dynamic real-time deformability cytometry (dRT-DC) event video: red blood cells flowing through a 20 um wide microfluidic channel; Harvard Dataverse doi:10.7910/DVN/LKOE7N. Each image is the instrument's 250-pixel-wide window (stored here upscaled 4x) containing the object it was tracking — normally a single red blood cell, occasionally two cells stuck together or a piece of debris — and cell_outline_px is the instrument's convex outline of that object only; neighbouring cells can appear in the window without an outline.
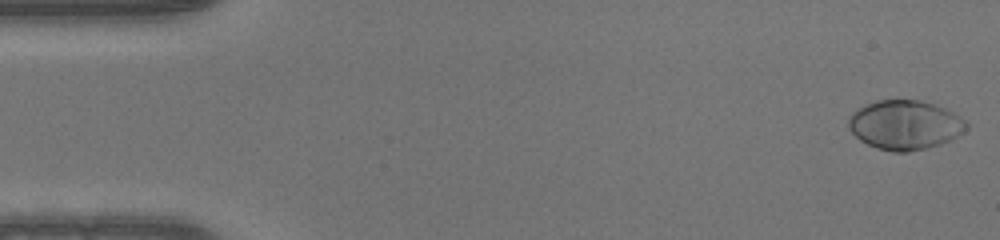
{"species": "human", "species_latin": "Homo sapiens", "temperature_condition": "warm", "stored_images_in_passage": 50, "camera_frame_rate_fps": 3000, "um_per_image_px": 0.085, "donor": {"sex": "male"}, "frame": {"image": 1, "passage_image": 1, "time_ms": 0.0, "image_size_px": [1000, 240], "cell_outline_px": [[968, 128], [964, 132], [952, 140], [940, 144], [908, 152], [892, 152], [876, 148], [860, 140], [848, 128], [848, 116], [856, 108], [876, 100], [920, 100], [936, 104], [960, 116], [968, 124]], "centroid_in_image_um": [76.91, 10.61], "position_along_channel_um": 8.1, "area_um2": 34.16}}
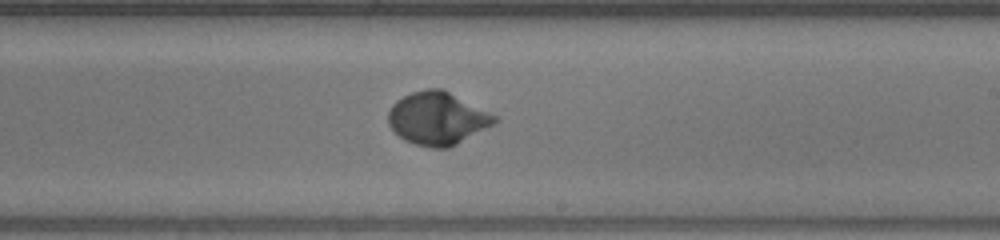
{"frame": {"image": 2, "passage_image": 29, "time_ms": 9.333, "image_size_px": [1000, 240], "cell_outline_px": [[500, 120], [456, 144], [448, 148], [432, 148], [416, 144], [404, 140], [388, 124], [388, 112], [392, 104], [396, 100], [412, 92], [428, 88], [444, 88], [500, 116]], "centroid_in_image_um": [37.22, 10.03], "position_along_channel_um": 251.8, "area_um2": 32.95}}
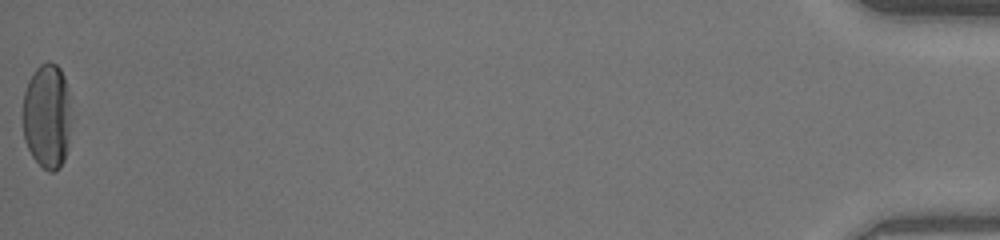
{"frame": {"image": 3, "passage_image": 50, "time_ms": 16.333, "image_size_px": [1000, 240], "cell_outline_px": [[68, 148], [64, 160], [60, 168], [52, 172], [48, 172], [32, 156], [24, 140], [20, 116], [24, 92], [28, 80], [36, 68], [40, 64], [48, 60], [56, 64], [60, 68], [64, 76], [68, 88]], "centroid_in_image_um": [3.94, 9.86], "position_along_channel_um": 431.3, "area_um2": 30.0}}